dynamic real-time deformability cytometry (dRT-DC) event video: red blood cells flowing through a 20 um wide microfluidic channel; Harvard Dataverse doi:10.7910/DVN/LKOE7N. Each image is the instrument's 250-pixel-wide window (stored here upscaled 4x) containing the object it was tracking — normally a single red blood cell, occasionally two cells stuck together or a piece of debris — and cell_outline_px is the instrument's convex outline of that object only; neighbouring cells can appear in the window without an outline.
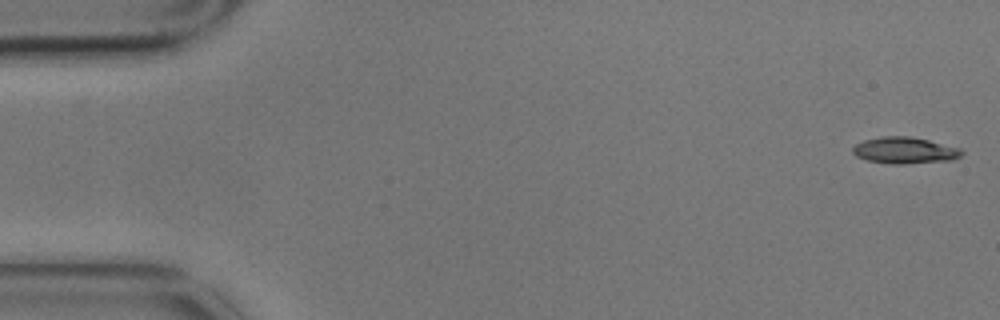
{"species": "common noctule bat (a hibernating species)", "species_latin": "Nyctalus noctula", "temperature_condition": "cold", "stored_images_in_passage": 11, "camera_frame_rate_fps": 3000, "um_per_image_px": 0.085, "animal": {"sex": "male", "body_mass_g": 17.9}, "frame": {"image": 1, "passage_image": 1, "time_ms": 0.0, "image_size_px": [1000, 320], "cell_outline_px": [[964, 152], [960, 156], [952, 160], [904, 164], [892, 164], [868, 160], [856, 156], [852, 152], [852, 148], [856, 144], [864, 140], [880, 136], [912, 136], [960, 148]], "centroid_in_image_um": [76.9, 12.78], "position_along_channel_um": 8.1, "area_um2": 16.82}}
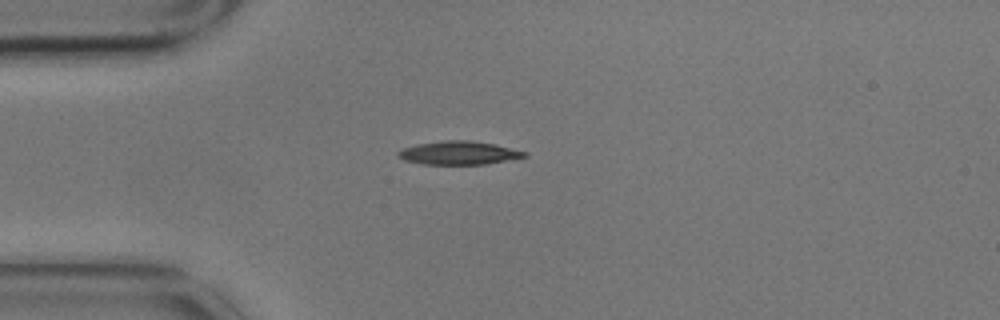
{"frame": {"image": 2, "passage_image": 4, "time_ms": 1.0, "image_size_px": [1000, 320], "cell_outline_px": [[528, 156], [484, 164], [424, 164], [404, 160], [396, 156], [396, 152], [404, 148], [416, 144], [444, 140], [468, 140], [496, 144], [528, 152]], "centroid_in_image_um": [38.98, 12.99], "position_along_channel_um": 46.0, "area_um2": 17.22}}
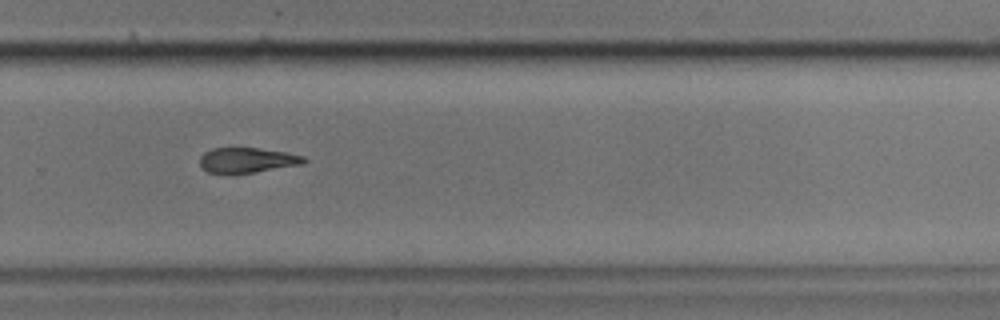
{"frame": {"image": 3, "passage_image": 11, "time_ms": 3.333, "image_size_px": [1000, 320], "cell_outline_px": [[308, 160], [304, 164], [228, 176], [208, 172], [200, 168], [200, 156], [204, 152], [212, 148], [256, 148], [284, 152], [304, 156]], "centroid_in_image_um": [20.95, 13.65], "position_along_channel_um": 308.9, "area_um2": 15.66}}